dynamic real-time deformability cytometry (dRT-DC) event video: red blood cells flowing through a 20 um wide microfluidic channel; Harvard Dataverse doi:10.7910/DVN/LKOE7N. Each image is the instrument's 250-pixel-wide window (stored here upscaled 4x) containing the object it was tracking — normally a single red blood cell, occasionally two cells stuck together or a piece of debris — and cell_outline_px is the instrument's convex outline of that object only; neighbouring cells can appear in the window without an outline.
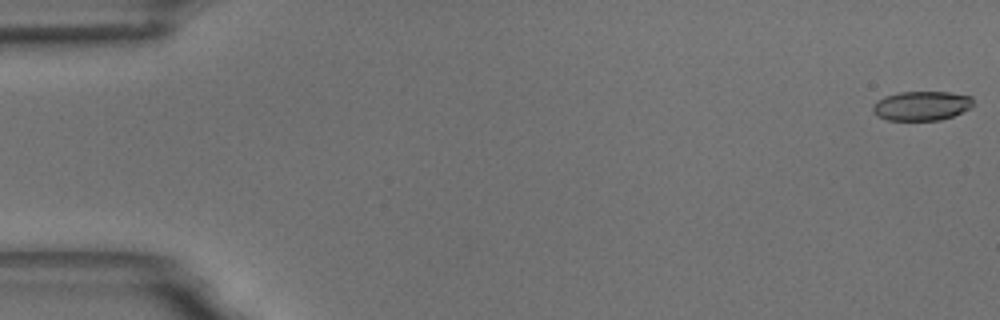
{"species": "common noctule bat (a hibernating species)", "species_latin": "Nyctalus noctula", "temperature_condition": "room temperature", "stored_images_in_passage": 56, "camera_frame_rate_fps": 3000, "um_per_image_px": 0.085, "animal": {"sex": "male", "body_mass_g": 18.8}, "frame": {"image": 1, "passage_image": 1, "time_ms": 0.0, "image_size_px": [1000, 320], "cell_outline_px": [[972, 104], [968, 108], [952, 116], [940, 120], [888, 120], [880, 116], [872, 108], [872, 104], [876, 100], [884, 96], [900, 92], [948, 92], [972, 96]], "centroid_in_image_um": [78.31, 8.98], "position_along_channel_um": 6.7, "area_um2": 16.94}}
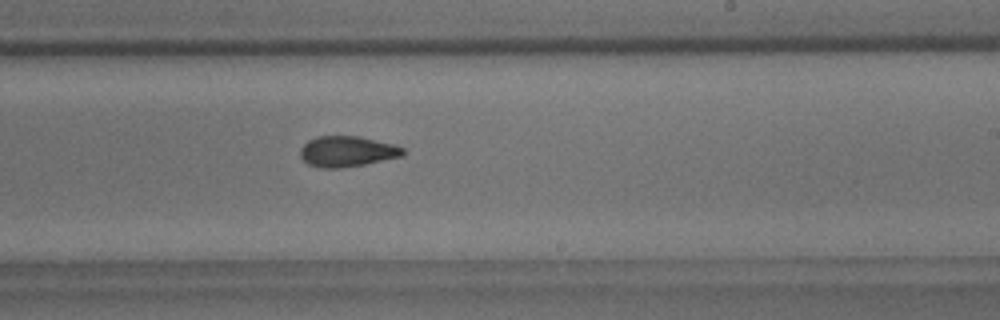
{"frame": {"image": 2, "passage_image": 34, "time_ms": 11.0, "image_size_px": [1000, 320], "cell_outline_px": [[404, 152], [400, 156], [364, 164], [340, 168], [320, 168], [308, 164], [300, 156], [300, 148], [308, 140], [316, 136], [360, 136], [396, 144], [404, 148]], "centroid_in_image_um": [29.48, 12.86], "position_along_channel_um": 259.5, "area_um2": 18.38}}
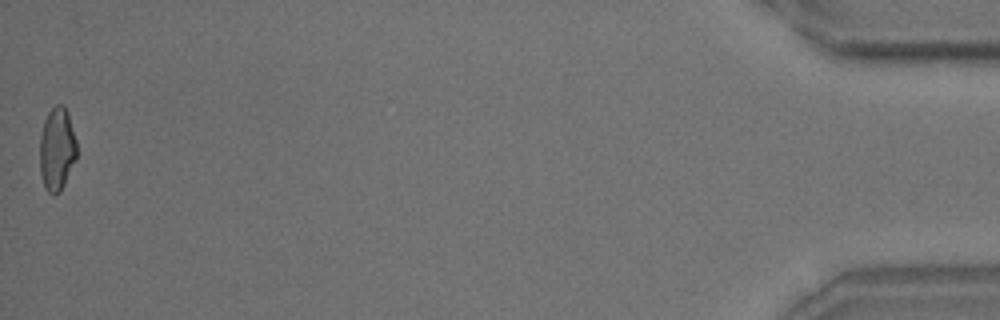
{"frame": {"image": 3, "passage_image": 56, "time_ms": 18.333, "image_size_px": [1000, 320], "cell_outline_px": [[76, 160], [60, 192], [52, 196], [44, 188], [40, 172], [40, 136], [44, 120], [48, 112], [56, 104], [64, 104], [68, 112], [76, 140]], "centroid_in_image_um": [4.83, 12.67], "position_along_channel_um": 430.4, "area_um2": 18.15}, "authors_computed_cell_mechanics": {"area_um2": 18.3226, "velocity_mm_per_s": 3.6283, "shape_relaxation_time_tau1_ms": 7.3893, "shape_relaxation_time_tau2_ms": 2.8908, "deformation_change_tau1": 0.1677, "deformation_change_tau2": 0.0976}}